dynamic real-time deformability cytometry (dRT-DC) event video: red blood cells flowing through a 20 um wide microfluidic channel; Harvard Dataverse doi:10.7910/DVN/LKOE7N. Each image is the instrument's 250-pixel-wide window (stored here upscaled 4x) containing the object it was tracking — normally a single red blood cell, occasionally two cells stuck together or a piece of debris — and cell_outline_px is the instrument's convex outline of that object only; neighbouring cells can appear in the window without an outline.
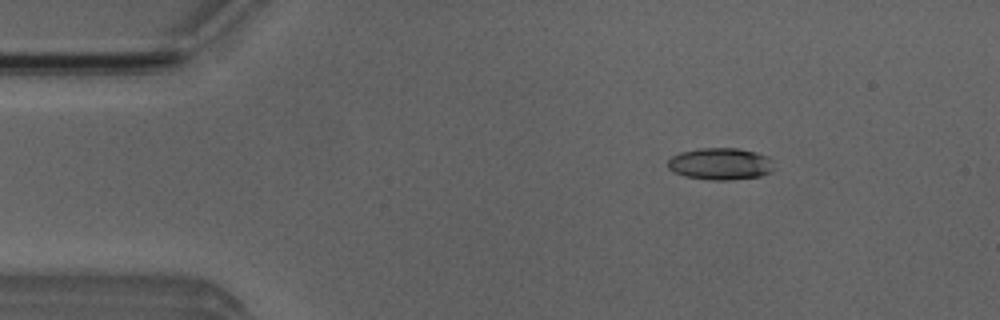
{"species": "Egyptian fruit bat (a non-hibernating species)", "species_latin": "Rousettus aegyptiacus", "temperature_condition": "room temperature", "stored_images_in_passage": 5, "camera_frame_rate_fps": 3000, "um_per_image_px": 0.085, "animal": {"sex": "male"}, "frame": {"image": 1, "passage_image": 3, "time_ms": 0.667, "image_size_px": [1000, 320], "cell_outline_px": [[772, 168], [768, 172], [760, 176], [728, 180], [712, 180], [684, 176], [672, 172], [668, 168], [668, 160], [672, 156], [680, 152], [700, 148], [736, 148], [756, 152], [768, 156], [772, 160]], "centroid_in_image_um": [61.19, 13.92], "position_along_channel_um": 23.8, "area_um2": 19.71}}